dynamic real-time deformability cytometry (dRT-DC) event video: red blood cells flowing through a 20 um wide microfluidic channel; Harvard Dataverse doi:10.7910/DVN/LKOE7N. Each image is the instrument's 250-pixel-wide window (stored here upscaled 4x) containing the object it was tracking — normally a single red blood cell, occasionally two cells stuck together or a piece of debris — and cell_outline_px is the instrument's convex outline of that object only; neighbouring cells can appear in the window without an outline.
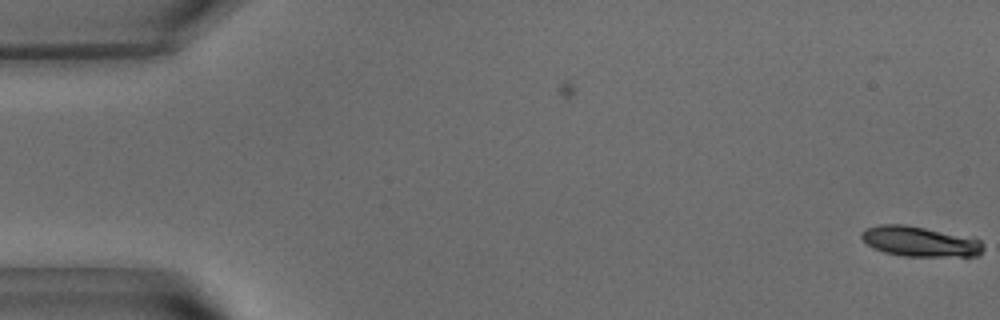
{"species": "common noctule bat (a hibernating species)", "species_latin": "Nyctalus noctula", "temperature_condition": "warm", "stored_images_in_passage": 6, "camera_frame_rate_fps": 3000, "um_per_image_px": 0.085, "animal": {"sex": "male", "body_mass_g": 15.6}, "frame": {"image": 1, "passage_image": 6, "time_ms": 1.667, "image_size_px": [1000, 320], "cell_outline_px": [[984, 248], [980, 256], [904, 256], [884, 252], [872, 248], [860, 236], [860, 232], [864, 228], [880, 224], [904, 224], [924, 228], [980, 240], [984, 244]], "centroid_in_image_um": [78.14, 20.53], "position_along_channel_um": 6.9, "area_um2": 21.27}}